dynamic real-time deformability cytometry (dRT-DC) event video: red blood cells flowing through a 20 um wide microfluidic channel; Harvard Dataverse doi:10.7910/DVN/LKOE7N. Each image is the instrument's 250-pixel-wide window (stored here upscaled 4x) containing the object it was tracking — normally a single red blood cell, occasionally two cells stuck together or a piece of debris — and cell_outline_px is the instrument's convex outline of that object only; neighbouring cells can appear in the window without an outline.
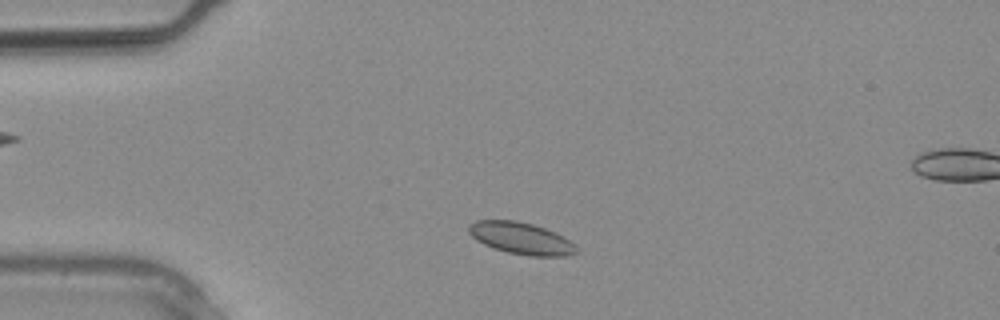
{"species": "common noctule bat (a hibernating species)", "species_latin": "Nyctalus noctula", "temperature_condition": "warm", "stored_images_in_passage": 5, "camera_frame_rate_fps": 3000, "um_per_image_px": 0.085, "animal": {"sex": "male", "body_mass_g": 20.4}, "frame": {"image": 1, "passage_image": 4, "time_ms": 1.0, "image_size_px": [1000, 320], "cell_outline_px": [[580, 252], [564, 256], [528, 256], [508, 252], [484, 244], [476, 240], [468, 232], [468, 224], [476, 220], [516, 220], [532, 224], [556, 232], [576, 244], [580, 248]], "centroid_in_image_um": [44.33, 20.25], "position_along_channel_um": 40.7, "area_um2": 20.17}}